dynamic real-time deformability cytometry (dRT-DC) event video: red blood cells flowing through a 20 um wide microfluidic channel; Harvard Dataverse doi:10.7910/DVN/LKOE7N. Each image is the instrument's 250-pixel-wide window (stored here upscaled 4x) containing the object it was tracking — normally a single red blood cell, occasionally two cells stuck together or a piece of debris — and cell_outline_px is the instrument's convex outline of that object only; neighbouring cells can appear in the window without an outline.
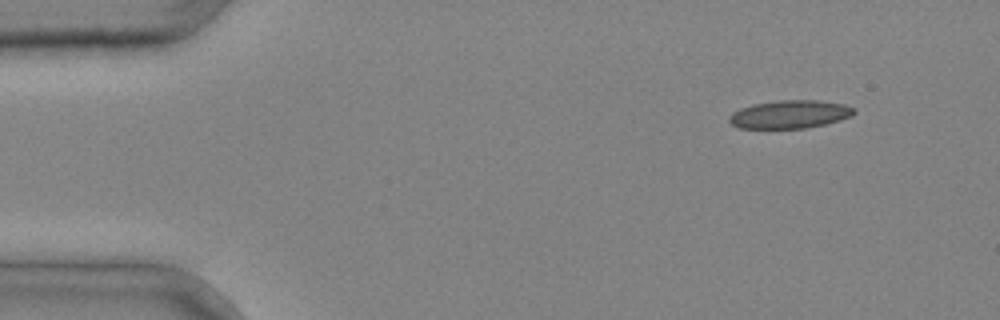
{"species": "common noctule bat (a hibernating species)", "species_latin": "Nyctalus noctula", "temperature_condition": "cold", "stored_images_in_passage": 3, "camera_frame_rate_fps": 3000, "um_per_image_px": 0.085, "animal": {"sex": "male", "body_mass_g": 20.4}, "frame": {"image": 1, "passage_image": 1, "time_ms": 0.0, "image_size_px": [1000, 320], "cell_outline_px": [[856, 112], [852, 116], [840, 120], [824, 124], [804, 128], [740, 128], [732, 124], [728, 120], [728, 116], [732, 112], [740, 108], [752, 104], [780, 100], [816, 100], [844, 104], [856, 108]], "centroid_in_image_um": [67.14, 9.71], "position_along_channel_um": 17.9, "area_um2": 20.52}}
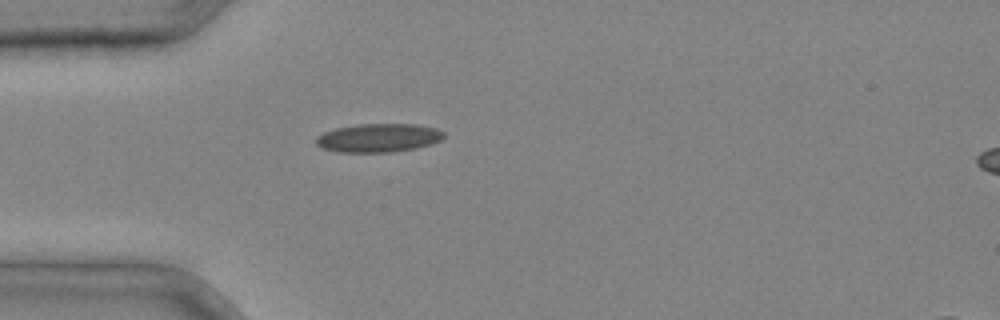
{"frame": {"image": 2, "passage_image": 3, "time_ms": 0.667, "image_size_px": [1000, 320], "cell_outline_px": [[444, 136], [440, 140], [432, 144], [416, 148], [388, 152], [340, 152], [324, 148], [316, 144], [316, 136], [324, 132], [336, 128], [360, 124], [416, 124], [436, 128], [444, 132]], "centroid_in_image_um": [32.19, 11.71], "position_along_channel_um": 52.8, "area_um2": 21.15}}